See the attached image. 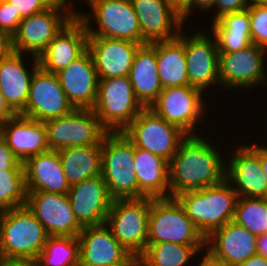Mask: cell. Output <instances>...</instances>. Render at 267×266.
Returning a JSON list of instances; mask_svg holds the SVG:
<instances>
[{
    "instance_id": "obj_1",
    "label": "cell",
    "mask_w": 267,
    "mask_h": 266,
    "mask_svg": "<svg viewBox=\"0 0 267 266\" xmlns=\"http://www.w3.org/2000/svg\"><path fill=\"white\" fill-rule=\"evenodd\" d=\"M209 141L203 134L188 135L168 161L171 198L185 191L217 185L226 179L225 155Z\"/></svg>"
},
{
    "instance_id": "obj_2",
    "label": "cell",
    "mask_w": 267,
    "mask_h": 266,
    "mask_svg": "<svg viewBox=\"0 0 267 266\" xmlns=\"http://www.w3.org/2000/svg\"><path fill=\"white\" fill-rule=\"evenodd\" d=\"M238 197L225 179L217 185L185 191L175 198L184 207L198 231L207 238L213 231L233 221Z\"/></svg>"
},
{
    "instance_id": "obj_3",
    "label": "cell",
    "mask_w": 267,
    "mask_h": 266,
    "mask_svg": "<svg viewBox=\"0 0 267 266\" xmlns=\"http://www.w3.org/2000/svg\"><path fill=\"white\" fill-rule=\"evenodd\" d=\"M49 235L27 206L0 213L3 259L36 260Z\"/></svg>"
},
{
    "instance_id": "obj_4",
    "label": "cell",
    "mask_w": 267,
    "mask_h": 266,
    "mask_svg": "<svg viewBox=\"0 0 267 266\" xmlns=\"http://www.w3.org/2000/svg\"><path fill=\"white\" fill-rule=\"evenodd\" d=\"M135 146L119 133H107L101 144V175L113 200L139 199Z\"/></svg>"
},
{
    "instance_id": "obj_5",
    "label": "cell",
    "mask_w": 267,
    "mask_h": 266,
    "mask_svg": "<svg viewBox=\"0 0 267 266\" xmlns=\"http://www.w3.org/2000/svg\"><path fill=\"white\" fill-rule=\"evenodd\" d=\"M86 3L92 15L76 10V16L85 24L88 37L124 39L142 44V33L131 0H88ZM92 20L97 23L95 28Z\"/></svg>"
},
{
    "instance_id": "obj_6",
    "label": "cell",
    "mask_w": 267,
    "mask_h": 266,
    "mask_svg": "<svg viewBox=\"0 0 267 266\" xmlns=\"http://www.w3.org/2000/svg\"><path fill=\"white\" fill-rule=\"evenodd\" d=\"M72 6L53 5L40 13L24 17L10 38L11 50L39 57L54 37L77 15Z\"/></svg>"
},
{
    "instance_id": "obj_7",
    "label": "cell",
    "mask_w": 267,
    "mask_h": 266,
    "mask_svg": "<svg viewBox=\"0 0 267 266\" xmlns=\"http://www.w3.org/2000/svg\"><path fill=\"white\" fill-rule=\"evenodd\" d=\"M143 109L128 76L99 79L92 110L108 133L122 132Z\"/></svg>"
},
{
    "instance_id": "obj_8",
    "label": "cell",
    "mask_w": 267,
    "mask_h": 266,
    "mask_svg": "<svg viewBox=\"0 0 267 266\" xmlns=\"http://www.w3.org/2000/svg\"><path fill=\"white\" fill-rule=\"evenodd\" d=\"M205 245V237L176 198H150L147 243Z\"/></svg>"
},
{
    "instance_id": "obj_9",
    "label": "cell",
    "mask_w": 267,
    "mask_h": 266,
    "mask_svg": "<svg viewBox=\"0 0 267 266\" xmlns=\"http://www.w3.org/2000/svg\"><path fill=\"white\" fill-rule=\"evenodd\" d=\"M150 198L116 199L105 225L115 239L136 259L145 251L148 239Z\"/></svg>"
},
{
    "instance_id": "obj_10",
    "label": "cell",
    "mask_w": 267,
    "mask_h": 266,
    "mask_svg": "<svg viewBox=\"0 0 267 266\" xmlns=\"http://www.w3.org/2000/svg\"><path fill=\"white\" fill-rule=\"evenodd\" d=\"M135 146L169 161L188 136L179 127L168 123L150 108H144L122 131Z\"/></svg>"
},
{
    "instance_id": "obj_11",
    "label": "cell",
    "mask_w": 267,
    "mask_h": 266,
    "mask_svg": "<svg viewBox=\"0 0 267 266\" xmlns=\"http://www.w3.org/2000/svg\"><path fill=\"white\" fill-rule=\"evenodd\" d=\"M203 93L190 85L167 87L160 92L149 108L187 135H199L195 131L196 126H200L201 121L205 123L203 119L208 111Z\"/></svg>"
},
{
    "instance_id": "obj_12",
    "label": "cell",
    "mask_w": 267,
    "mask_h": 266,
    "mask_svg": "<svg viewBox=\"0 0 267 266\" xmlns=\"http://www.w3.org/2000/svg\"><path fill=\"white\" fill-rule=\"evenodd\" d=\"M50 150L102 144L108 133L92 109H74L71 113L44 122Z\"/></svg>"
},
{
    "instance_id": "obj_13",
    "label": "cell",
    "mask_w": 267,
    "mask_h": 266,
    "mask_svg": "<svg viewBox=\"0 0 267 266\" xmlns=\"http://www.w3.org/2000/svg\"><path fill=\"white\" fill-rule=\"evenodd\" d=\"M266 54V49L254 43L239 51L219 53L220 87L233 90L267 85Z\"/></svg>"
},
{
    "instance_id": "obj_14",
    "label": "cell",
    "mask_w": 267,
    "mask_h": 266,
    "mask_svg": "<svg viewBox=\"0 0 267 266\" xmlns=\"http://www.w3.org/2000/svg\"><path fill=\"white\" fill-rule=\"evenodd\" d=\"M74 109L61 87L58 75L39 66L33 74L27 104L19 114L45 122L67 115Z\"/></svg>"
},
{
    "instance_id": "obj_15",
    "label": "cell",
    "mask_w": 267,
    "mask_h": 266,
    "mask_svg": "<svg viewBox=\"0 0 267 266\" xmlns=\"http://www.w3.org/2000/svg\"><path fill=\"white\" fill-rule=\"evenodd\" d=\"M203 29L184 34V52L189 85L202 92L219 85V51L215 37Z\"/></svg>"
},
{
    "instance_id": "obj_16",
    "label": "cell",
    "mask_w": 267,
    "mask_h": 266,
    "mask_svg": "<svg viewBox=\"0 0 267 266\" xmlns=\"http://www.w3.org/2000/svg\"><path fill=\"white\" fill-rule=\"evenodd\" d=\"M78 239L79 266H136V258L105 224L83 227Z\"/></svg>"
},
{
    "instance_id": "obj_17",
    "label": "cell",
    "mask_w": 267,
    "mask_h": 266,
    "mask_svg": "<svg viewBox=\"0 0 267 266\" xmlns=\"http://www.w3.org/2000/svg\"><path fill=\"white\" fill-rule=\"evenodd\" d=\"M26 206L49 236L78 237L83 229L75 218L68 194L27 192Z\"/></svg>"
},
{
    "instance_id": "obj_18",
    "label": "cell",
    "mask_w": 267,
    "mask_h": 266,
    "mask_svg": "<svg viewBox=\"0 0 267 266\" xmlns=\"http://www.w3.org/2000/svg\"><path fill=\"white\" fill-rule=\"evenodd\" d=\"M68 197L75 218L82 227L105 224L113 199L102 175L71 185Z\"/></svg>"
},
{
    "instance_id": "obj_19",
    "label": "cell",
    "mask_w": 267,
    "mask_h": 266,
    "mask_svg": "<svg viewBox=\"0 0 267 266\" xmlns=\"http://www.w3.org/2000/svg\"><path fill=\"white\" fill-rule=\"evenodd\" d=\"M236 147L226 161V180L239 197L267 198V179L258 154L248 144Z\"/></svg>"
},
{
    "instance_id": "obj_20",
    "label": "cell",
    "mask_w": 267,
    "mask_h": 266,
    "mask_svg": "<svg viewBox=\"0 0 267 266\" xmlns=\"http://www.w3.org/2000/svg\"><path fill=\"white\" fill-rule=\"evenodd\" d=\"M88 50L85 24L75 16L38 57L39 66L57 74Z\"/></svg>"
},
{
    "instance_id": "obj_21",
    "label": "cell",
    "mask_w": 267,
    "mask_h": 266,
    "mask_svg": "<svg viewBox=\"0 0 267 266\" xmlns=\"http://www.w3.org/2000/svg\"><path fill=\"white\" fill-rule=\"evenodd\" d=\"M141 45L124 39L88 37V51L99 79L128 76Z\"/></svg>"
},
{
    "instance_id": "obj_22",
    "label": "cell",
    "mask_w": 267,
    "mask_h": 266,
    "mask_svg": "<svg viewBox=\"0 0 267 266\" xmlns=\"http://www.w3.org/2000/svg\"><path fill=\"white\" fill-rule=\"evenodd\" d=\"M131 2L141 29L142 45L177 38L184 28V20L166 0H131Z\"/></svg>"
},
{
    "instance_id": "obj_23",
    "label": "cell",
    "mask_w": 267,
    "mask_h": 266,
    "mask_svg": "<svg viewBox=\"0 0 267 266\" xmlns=\"http://www.w3.org/2000/svg\"><path fill=\"white\" fill-rule=\"evenodd\" d=\"M256 242L257 236L230 221L205 238V251L228 266H236L257 254Z\"/></svg>"
},
{
    "instance_id": "obj_24",
    "label": "cell",
    "mask_w": 267,
    "mask_h": 266,
    "mask_svg": "<svg viewBox=\"0 0 267 266\" xmlns=\"http://www.w3.org/2000/svg\"><path fill=\"white\" fill-rule=\"evenodd\" d=\"M57 75L61 87L74 108L92 109L94 107L99 77L88 50Z\"/></svg>"
},
{
    "instance_id": "obj_25",
    "label": "cell",
    "mask_w": 267,
    "mask_h": 266,
    "mask_svg": "<svg viewBox=\"0 0 267 266\" xmlns=\"http://www.w3.org/2000/svg\"><path fill=\"white\" fill-rule=\"evenodd\" d=\"M24 55V53L10 50L0 57V92L17 114L27 104L33 74L39 67L38 57L31 56L29 59L33 61V67L30 70L23 61Z\"/></svg>"
},
{
    "instance_id": "obj_26",
    "label": "cell",
    "mask_w": 267,
    "mask_h": 266,
    "mask_svg": "<svg viewBox=\"0 0 267 266\" xmlns=\"http://www.w3.org/2000/svg\"><path fill=\"white\" fill-rule=\"evenodd\" d=\"M1 137L22 163L50 150L44 122L20 114L2 123Z\"/></svg>"
},
{
    "instance_id": "obj_27",
    "label": "cell",
    "mask_w": 267,
    "mask_h": 266,
    "mask_svg": "<svg viewBox=\"0 0 267 266\" xmlns=\"http://www.w3.org/2000/svg\"><path fill=\"white\" fill-rule=\"evenodd\" d=\"M27 192L68 194L70 185L63 171L59 152L49 150L23 163Z\"/></svg>"
},
{
    "instance_id": "obj_28",
    "label": "cell",
    "mask_w": 267,
    "mask_h": 266,
    "mask_svg": "<svg viewBox=\"0 0 267 266\" xmlns=\"http://www.w3.org/2000/svg\"><path fill=\"white\" fill-rule=\"evenodd\" d=\"M128 77L136 99L149 108L163 90L157 69L156 41L139 47Z\"/></svg>"
},
{
    "instance_id": "obj_29",
    "label": "cell",
    "mask_w": 267,
    "mask_h": 266,
    "mask_svg": "<svg viewBox=\"0 0 267 266\" xmlns=\"http://www.w3.org/2000/svg\"><path fill=\"white\" fill-rule=\"evenodd\" d=\"M134 162L139 198H170L168 161L135 147Z\"/></svg>"
},
{
    "instance_id": "obj_30",
    "label": "cell",
    "mask_w": 267,
    "mask_h": 266,
    "mask_svg": "<svg viewBox=\"0 0 267 266\" xmlns=\"http://www.w3.org/2000/svg\"><path fill=\"white\" fill-rule=\"evenodd\" d=\"M159 79L164 88L189 85L184 52V31L177 38L156 41Z\"/></svg>"
},
{
    "instance_id": "obj_31",
    "label": "cell",
    "mask_w": 267,
    "mask_h": 266,
    "mask_svg": "<svg viewBox=\"0 0 267 266\" xmlns=\"http://www.w3.org/2000/svg\"><path fill=\"white\" fill-rule=\"evenodd\" d=\"M211 34L215 37L219 53L239 51L252 44L249 11L226 13L212 22Z\"/></svg>"
},
{
    "instance_id": "obj_32",
    "label": "cell",
    "mask_w": 267,
    "mask_h": 266,
    "mask_svg": "<svg viewBox=\"0 0 267 266\" xmlns=\"http://www.w3.org/2000/svg\"><path fill=\"white\" fill-rule=\"evenodd\" d=\"M69 185L101 175V144L58 150Z\"/></svg>"
},
{
    "instance_id": "obj_33",
    "label": "cell",
    "mask_w": 267,
    "mask_h": 266,
    "mask_svg": "<svg viewBox=\"0 0 267 266\" xmlns=\"http://www.w3.org/2000/svg\"><path fill=\"white\" fill-rule=\"evenodd\" d=\"M204 248L205 245L174 242L147 243L145 251L136 259V266H185L197 259Z\"/></svg>"
},
{
    "instance_id": "obj_34",
    "label": "cell",
    "mask_w": 267,
    "mask_h": 266,
    "mask_svg": "<svg viewBox=\"0 0 267 266\" xmlns=\"http://www.w3.org/2000/svg\"><path fill=\"white\" fill-rule=\"evenodd\" d=\"M36 262L38 266H79V239L49 236Z\"/></svg>"
},
{
    "instance_id": "obj_35",
    "label": "cell",
    "mask_w": 267,
    "mask_h": 266,
    "mask_svg": "<svg viewBox=\"0 0 267 266\" xmlns=\"http://www.w3.org/2000/svg\"><path fill=\"white\" fill-rule=\"evenodd\" d=\"M233 221L259 237L267 233V198L238 197Z\"/></svg>"
},
{
    "instance_id": "obj_36",
    "label": "cell",
    "mask_w": 267,
    "mask_h": 266,
    "mask_svg": "<svg viewBox=\"0 0 267 266\" xmlns=\"http://www.w3.org/2000/svg\"><path fill=\"white\" fill-rule=\"evenodd\" d=\"M26 198L24 170L0 171V213L25 206Z\"/></svg>"
},
{
    "instance_id": "obj_37",
    "label": "cell",
    "mask_w": 267,
    "mask_h": 266,
    "mask_svg": "<svg viewBox=\"0 0 267 266\" xmlns=\"http://www.w3.org/2000/svg\"><path fill=\"white\" fill-rule=\"evenodd\" d=\"M247 10L252 43L267 50V6L258 0H252Z\"/></svg>"
},
{
    "instance_id": "obj_38",
    "label": "cell",
    "mask_w": 267,
    "mask_h": 266,
    "mask_svg": "<svg viewBox=\"0 0 267 266\" xmlns=\"http://www.w3.org/2000/svg\"><path fill=\"white\" fill-rule=\"evenodd\" d=\"M13 7L6 0H0V30L10 38L16 32L18 24L23 19Z\"/></svg>"
},
{
    "instance_id": "obj_39",
    "label": "cell",
    "mask_w": 267,
    "mask_h": 266,
    "mask_svg": "<svg viewBox=\"0 0 267 266\" xmlns=\"http://www.w3.org/2000/svg\"><path fill=\"white\" fill-rule=\"evenodd\" d=\"M24 18L40 13L51 5L46 0H6Z\"/></svg>"
},
{
    "instance_id": "obj_40",
    "label": "cell",
    "mask_w": 267,
    "mask_h": 266,
    "mask_svg": "<svg viewBox=\"0 0 267 266\" xmlns=\"http://www.w3.org/2000/svg\"><path fill=\"white\" fill-rule=\"evenodd\" d=\"M252 0H215L212 22L218 20L226 13H234L246 10Z\"/></svg>"
},
{
    "instance_id": "obj_41",
    "label": "cell",
    "mask_w": 267,
    "mask_h": 266,
    "mask_svg": "<svg viewBox=\"0 0 267 266\" xmlns=\"http://www.w3.org/2000/svg\"><path fill=\"white\" fill-rule=\"evenodd\" d=\"M24 170L23 163L14 155L7 146L6 141L0 136V171Z\"/></svg>"
},
{
    "instance_id": "obj_42",
    "label": "cell",
    "mask_w": 267,
    "mask_h": 266,
    "mask_svg": "<svg viewBox=\"0 0 267 266\" xmlns=\"http://www.w3.org/2000/svg\"><path fill=\"white\" fill-rule=\"evenodd\" d=\"M169 6L184 20L190 19L193 0H166ZM189 17V18H188Z\"/></svg>"
},
{
    "instance_id": "obj_43",
    "label": "cell",
    "mask_w": 267,
    "mask_h": 266,
    "mask_svg": "<svg viewBox=\"0 0 267 266\" xmlns=\"http://www.w3.org/2000/svg\"><path fill=\"white\" fill-rule=\"evenodd\" d=\"M248 145L258 154L262 172L267 179V146L264 144L258 145L255 142L252 144L248 143Z\"/></svg>"
},
{
    "instance_id": "obj_44",
    "label": "cell",
    "mask_w": 267,
    "mask_h": 266,
    "mask_svg": "<svg viewBox=\"0 0 267 266\" xmlns=\"http://www.w3.org/2000/svg\"><path fill=\"white\" fill-rule=\"evenodd\" d=\"M16 115L17 113L9 106L4 96L0 92V122L4 123Z\"/></svg>"
},
{
    "instance_id": "obj_45",
    "label": "cell",
    "mask_w": 267,
    "mask_h": 266,
    "mask_svg": "<svg viewBox=\"0 0 267 266\" xmlns=\"http://www.w3.org/2000/svg\"><path fill=\"white\" fill-rule=\"evenodd\" d=\"M204 253V254H203ZM202 253V258L197 259L198 264L196 266H228L223 261L217 260L216 258L212 257L207 251Z\"/></svg>"
},
{
    "instance_id": "obj_46",
    "label": "cell",
    "mask_w": 267,
    "mask_h": 266,
    "mask_svg": "<svg viewBox=\"0 0 267 266\" xmlns=\"http://www.w3.org/2000/svg\"><path fill=\"white\" fill-rule=\"evenodd\" d=\"M236 266H267V258L263 257L262 255L255 254Z\"/></svg>"
},
{
    "instance_id": "obj_47",
    "label": "cell",
    "mask_w": 267,
    "mask_h": 266,
    "mask_svg": "<svg viewBox=\"0 0 267 266\" xmlns=\"http://www.w3.org/2000/svg\"><path fill=\"white\" fill-rule=\"evenodd\" d=\"M1 266H38L36 260L3 259Z\"/></svg>"
},
{
    "instance_id": "obj_48",
    "label": "cell",
    "mask_w": 267,
    "mask_h": 266,
    "mask_svg": "<svg viewBox=\"0 0 267 266\" xmlns=\"http://www.w3.org/2000/svg\"><path fill=\"white\" fill-rule=\"evenodd\" d=\"M215 0H193L192 12H194L195 8H199V12L201 11H210L214 7Z\"/></svg>"
},
{
    "instance_id": "obj_49",
    "label": "cell",
    "mask_w": 267,
    "mask_h": 266,
    "mask_svg": "<svg viewBox=\"0 0 267 266\" xmlns=\"http://www.w3.org/2000/svg\"><path fill=\"white\" fill-rule=\"evenodd\" d=\"M10 50V37L0 30V57L6 55Z\"/></svg>"
},
{
    "instance_id": "obj_50",
    "label": "cell",
    "mask_w": 267,
    "mask_h": 266,
    "mask_svg": "<svg viewBox=\"0 0 267 266\" xmlns=\"http://www.w3.org/2000/svg\"><path fill=\"white\" fill-rule=\"evenodd\" d=\"M257 254L267 258V233L257 237Z\"/></svg>"
},
{
    "instance_id": "obj_51",
    "label": "cell",
    "mask_w": 267,
    "mask_h": 266,
    "mask_svg": "<svg viewBox=\"0 0 267 266\" xmlns=\"http://www.w3.org/2000/svg\"><path fill=\"white\" fill-rule=\"evenodd\" d=\"M51 6L59 4H72V0H46ZM71 1V2H70Z\"/></svg>"
},
{
    "instance_id": "obj_52",
    "label": "cell",
    "mask_w": 267,
    "mask_h": 266,
    "mask_svg": "<svg viewBox=\"0 0 267 266\" xmlns=\"http://www.w3.org/2000/svg\"><path fill=\"white\" fill-rule=\"evenodd\" d=\"M259 2H261L263 5L267 6V0H258Z\"/></svg>"
},
{
    "instance_id": "obj_53",
    "label": "cell",
    "mask_w": 267,
    "mask_h": 266,
    "mask_svg": "<svg viewBox=\"0 0 267 266\" xmlns=\"http://www.w3.org/2000/svg\"><path fill=\"white\" fill-rule=\"evenodd\" d=\"M2 261H3V256H2V253H1V249H0V266H1Z\"/></svg>"
},
{
    "instance_id": "obj_54",
    "label": "cell",
    "mask_w": 267,
    "mask_h": 266,
    "mask_svg": "<svg viewBox=\"0 0 267 266\" xmlns=\"http://www.w3.org/2000/svg\"><path fill=\"white\" fill-rule=\"evenodd\" d=\"M1 126H2V123L0 122V136H1Z\"/></svg>"
}]
</instances>
